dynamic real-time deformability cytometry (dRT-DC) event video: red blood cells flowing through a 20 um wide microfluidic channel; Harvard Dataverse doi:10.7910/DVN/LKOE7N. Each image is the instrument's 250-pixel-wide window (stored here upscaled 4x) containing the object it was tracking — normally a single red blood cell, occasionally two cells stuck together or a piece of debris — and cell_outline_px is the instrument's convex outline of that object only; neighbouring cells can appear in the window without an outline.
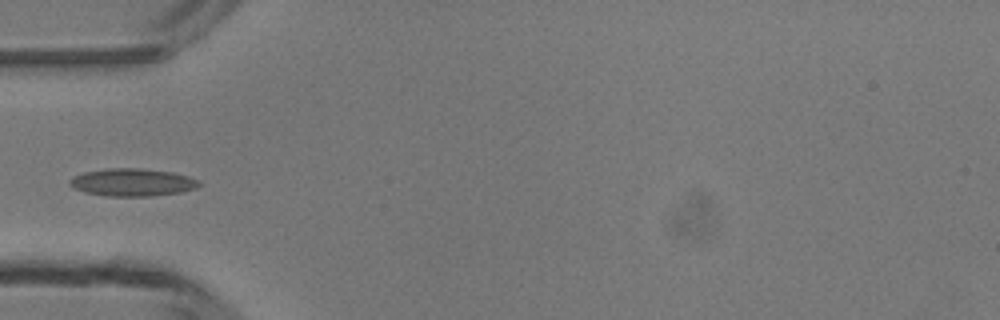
{"species": "common noctule bat (a hibernating species)", "species_latin": "Nyctalus noctula", "temperature_condition": "room temperature", "stored_images_in_passage": 5, "camera_frame_rate_fps": 3000, "um_per_image_px": 0.085, "animal": {"sex": "male", "body_mass_g": 13.3}, "frame": {"image": 1, "passage_image": 3, "time_ms": 3.333, "image_size_px": [1000, 320], "cell_outline_px": [[200, 184], [196, 188], [180, 192], [148, 196], [108, 196], [84, 192], [72, 188], [68, 184], [68, 180], [72, 176], [84, 172], [108, 168], [140, 168], [172, 172], [188, 176], [196, 180]], "centroid_in_image_um": [11.18, 15.49], "position_along_channel_um": 73.8, "area_um2": 20.81}}
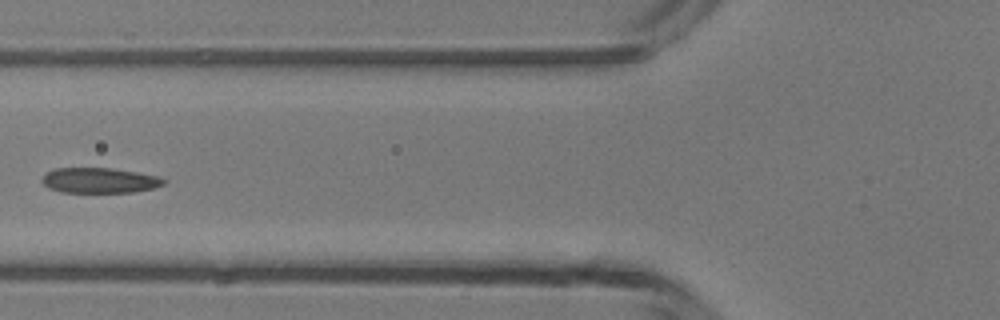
{"frame": {"image": 2, "passage_image": 4, "time_ms": 4.333, "image_size_px": [1000, 320], "cell_outline_px": [[168, 180], [164, 184], [152, 188], [132, 192], [60, 192], [48, 188], [40, 180], [48, 172], [56, 168], [112, 168], [160, 176]], "centroid_in_image_um": [8.47, 15.33], "position_along_channel_um": 117.3, "area_um2": 17.92}}
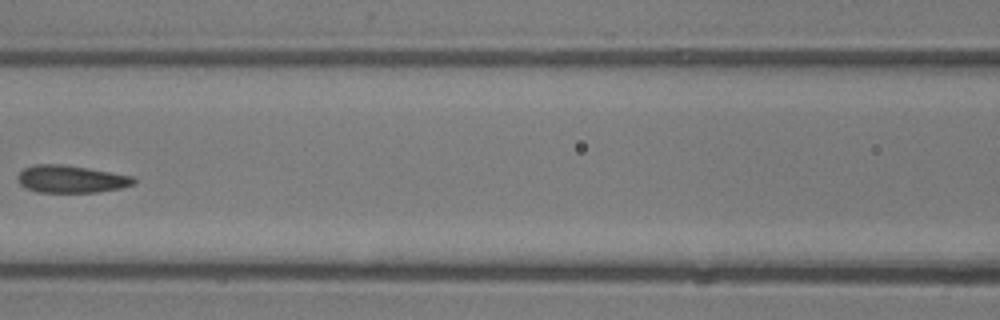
{"frame": {"image": 3, "passage_image": 5, "time_ms": 5.333, "image_size_px": [1000, 320], "cell_outline_px": [[136, 184], [120, 188], [96, 192], [36, 192], [24, 188], [16, 180], [16, 176], [24, 168], [36, 164], [64, 164], [88, 168], [132, 176], [136, 180]], "centroid_in_image_um": [6.0, 15.22], "position_along_channel_um": 160.6, "area_um2": 18.67}}